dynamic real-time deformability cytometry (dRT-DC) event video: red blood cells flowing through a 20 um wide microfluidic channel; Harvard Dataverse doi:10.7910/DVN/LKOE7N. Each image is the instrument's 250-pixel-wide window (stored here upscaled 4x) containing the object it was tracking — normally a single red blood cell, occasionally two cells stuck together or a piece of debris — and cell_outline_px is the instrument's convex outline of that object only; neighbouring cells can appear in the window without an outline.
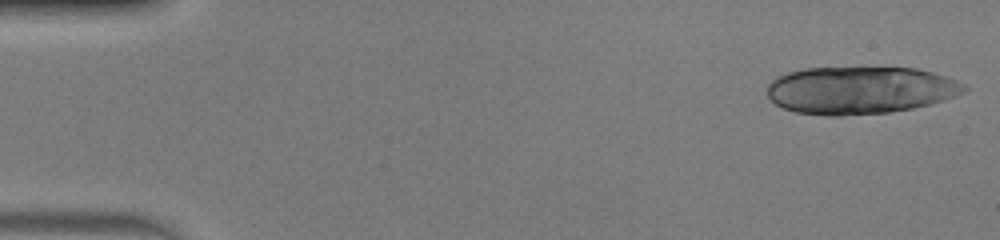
{"species": "human", "species_latin": "Homo sapiens", "temperature_condition": "warm", "stored_images_in_passage": 16, "camera_frame_rate_fps": 3000, "um_per_image_px": 0.085, "donor": {"sex": "male"}, "frame": {"image": 1, "passage_image": 1, "time_ms": 0.0, "image_size_px": [1000, 240], "cell_outline_px": [[968, 92], [932, 104], [912, 108], [888, 112], [840, 116], [828, 116], [796, 112], [784, 108], [776, 104], [768, 96], [768, 84], [776, 76], [788, 72], [804, 68], [916, 68], [932, 72], [968, 84]], "centroid_in_image_um": [73.15, 7.67], "position_along_channel_um": 11.9, "area_um2": 54.74}}